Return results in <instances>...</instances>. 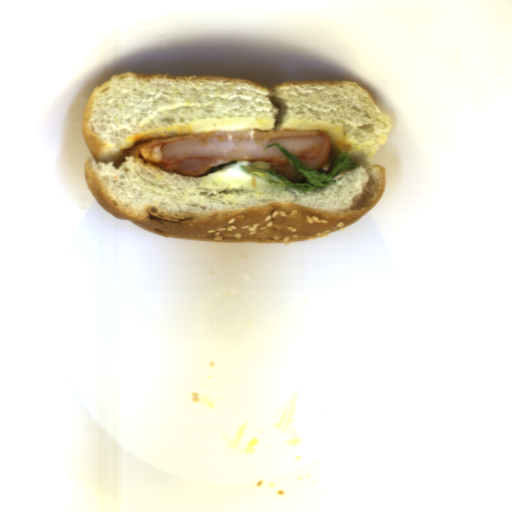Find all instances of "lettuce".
Here are the masks:
<instances>
[{"label": "lettuce", "instance_id": "494a5c6d", "mask_svg": "<svg viewBox=\"0 0 512 512\" xmlns=\"http://www.w3.org/2000/svg\"><path fill=\"white\" fill-rule=\"evenodd\" d=\"M235 164H238V161H234V162H227L225 164H222L220 166H216V167H212V168H208L207 171L204 173L203 176H208V175H211L213 173H217L227 167H230L232 165H235Z\"/></svg>", "mask_w": 512, "mask_h": 512}, {"label": "lettuce", "instance_id": "9fb2a089", "mask_svg": "<svg viewBox=\"0 0 512 512\" xmlns=\"http://www.w3.org/2000/svg\"><path fill=\"white\" fill-rule=\"evenodd\" d=\"M273 146L279 148L286 155L290 164L304 175L302 180L293 182L286 177L278 176L271 171L270 162L260 160L251 161L248 165H242L240 166L241 169L247 173L261 177L266 182L276 187L300 189L302 191L311 192L327 187L337 176L348 172L356 165L354 159L350 155L341 153L340 156L332 163L329 171H322L320 168L311 169L292 152L281 146L279 142L269 144L265 147L263 152Z\"/></svg>", "mask_w": 512, "mask_h": 512}]
</instances>
